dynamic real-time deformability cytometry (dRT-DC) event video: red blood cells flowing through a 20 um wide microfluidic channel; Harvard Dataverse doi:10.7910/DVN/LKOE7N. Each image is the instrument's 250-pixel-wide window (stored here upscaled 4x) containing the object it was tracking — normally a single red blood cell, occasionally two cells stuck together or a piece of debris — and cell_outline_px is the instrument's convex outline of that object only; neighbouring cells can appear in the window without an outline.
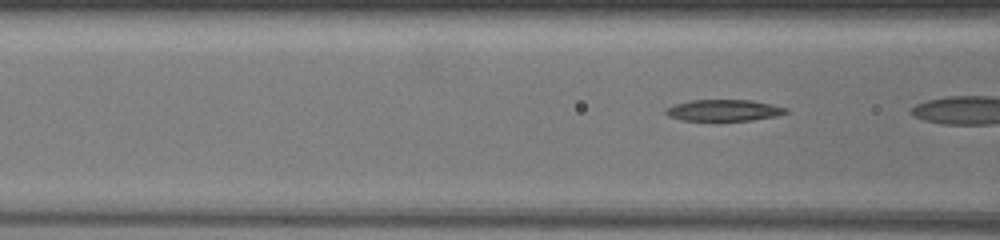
{"species": "common noctule bat (a hibernating species)", "species_latin": "Nyctalus noctula", "temperature_condition": "warm", "stored_images_in_passage": 10, "camera_frame_rate_fps": 3000, "um_per_image_px": 0.085, "animal": {"sex": "female", "body_mass_g": 19.5, "forearm_length_mm": 54.1}, "frame": {"image": 1, "passage_image": 4, "time_ms": 1.0, "image_size_px": [1000, 240], "cell_outline_px": [[788, 112], [776, 116], [752, 120], [680, 120], [668, 116], [664, 112], [668, 108], [676, 104], [692, 100], [752, 100], [788, 108]], "centroid_in_image_um": [61.54, 9.37], "position_along_channel_um": 105.1, "area_um2": 14.8}}